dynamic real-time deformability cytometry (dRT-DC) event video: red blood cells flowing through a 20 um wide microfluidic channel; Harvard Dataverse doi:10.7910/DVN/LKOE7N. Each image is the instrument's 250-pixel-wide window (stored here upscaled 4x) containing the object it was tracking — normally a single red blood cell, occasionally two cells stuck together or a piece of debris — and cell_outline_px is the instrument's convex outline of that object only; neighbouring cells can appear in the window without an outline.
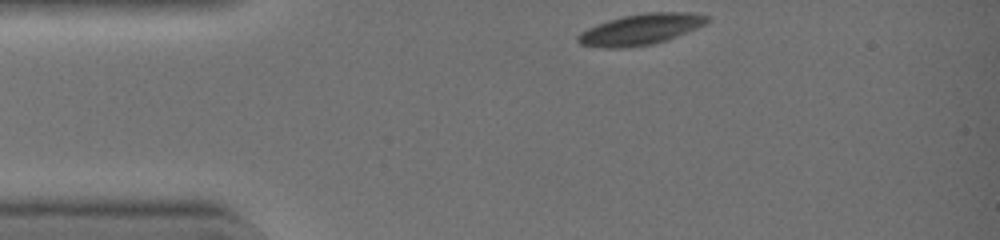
{"species": "common noctule bat (a hibernating species)", "species_latin": "Nyctalus noctula", "temperature_condition": "warm", "stored_images_in_passage": 31, "camera_frame_rate_fps": 3000, "um_per_image_px": 0.085, "animal": {"sex": "female", "body_mass_g": 19.0, "forearm_length_mm": 51.5}, "frame": {"image": 1, "passage_image": 1, "time_ms": 0.0, "image_size_px": [1000, 240], "cell_outline_px": [[708, 20], [704, 24], [696, 28], [668, 40], [652, 44], [624, 48], [600, 48], [580, 44], [576, 40], [576, 36], [580, 32], [596, 24], [608, 20], [624, 16], [644, 12], [692, 12], [708, 16]], "centroid_in_image_um": [54.42, 2.5], "position_along_channel_um": 30.6, "area_um2": 23.35}}
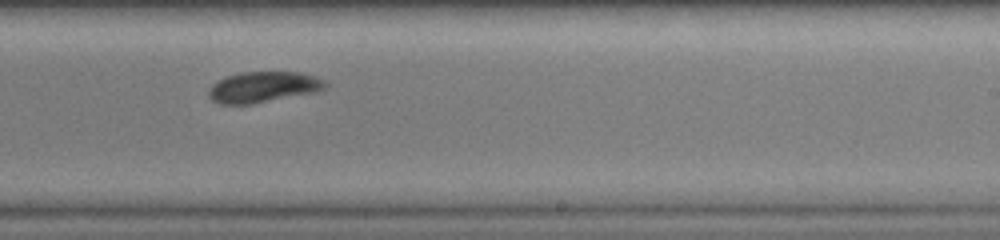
{"frame": {"image": 2, "passage_image": 20, "time_ms": 6.333, "image_size_px": [1000, 240], "cell_outline_px": [[328, 88], [316, 92], [252, 104], [220, 104], [212, 100], [208, 96], [208, 88], [216, 80], [240, 72], [304, 72], [316, 76], [324, 80], [328, 84]], "centroid_in_image_um": [22.39, 7.39], "position_along_channel_um": 266.6, "area_um2": 21.27}}
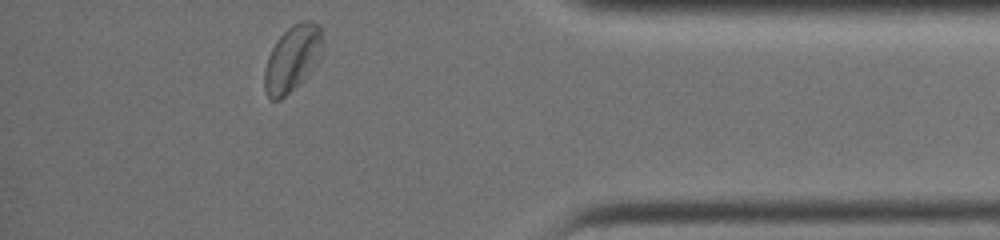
{"frame": {"image": 3, "passage_image": 31, "time_ms": 10.0, "image_size_px": [1000, 240], "cell_outline_px": [[320, 60], [280, 100], [272, 100], [268, 96], [264, 88], [264, 68], [268, 56], [272, 48], [280, 36], [292, 24], [300, 20], [308, 20], [320, 24]], "centroid_in_image_um": [24.81, 4.94], "position_along_channel_um": 410.4, "area_um2": 21.73}, "authors_computed_cell_mechanics": {"area_um2": 21.7328, "velocity_mm_per_s": 4.4215, "shape_relaxation_time_tau1_ms": 1.7206, "shape_relaxation_time_tau2_ms": null, "deformation_change_tau1": 0.108, "deformation_change_tau2": null}}